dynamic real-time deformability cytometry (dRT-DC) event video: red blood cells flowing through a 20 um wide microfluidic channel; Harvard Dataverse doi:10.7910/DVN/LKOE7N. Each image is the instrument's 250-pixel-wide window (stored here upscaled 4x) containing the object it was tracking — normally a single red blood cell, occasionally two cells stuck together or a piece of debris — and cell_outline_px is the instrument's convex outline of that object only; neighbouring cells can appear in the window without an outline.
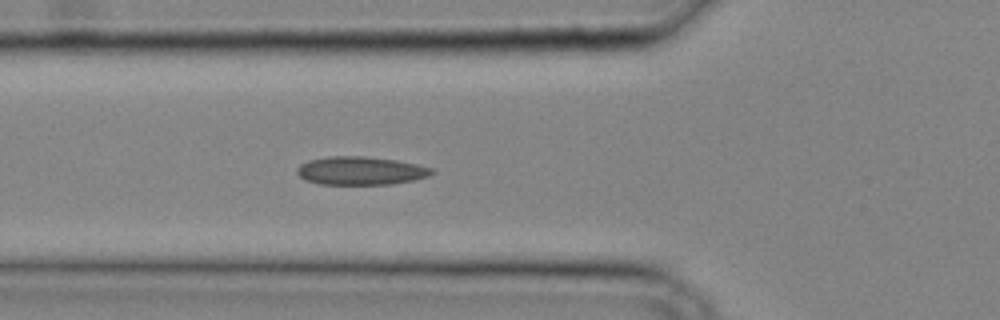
{"species": "common noctule bat (a hibernating species)", "species_latin": "Nyctalus noctula", "temperature_condition": "cold", "stored_images_in_passage": 35, "camera_frame_rate_fps": 3000, "um_per_image_px": 0.085, "animal": {"sex": "male", "body_mass_g": 20.4}, "frame": {"image": 1, "passage_image": 13, "time_ms": 4.0, "image_size_px": [1000, 320], "cell_outline_px": [[436, 172], [428, 176], [416, 180], [388, 184], [320, 184], [308, 180], [300, 176], [296, 172], [296, 168], [300, 164], [308, 160], [328, 156], [364, 156], [396, 160], [416, 164], [432, 168]], "centroid_in_image_um": [30.66, 14.5], "position_along_channel_um": 95.1, "area_um2": 22.2}}
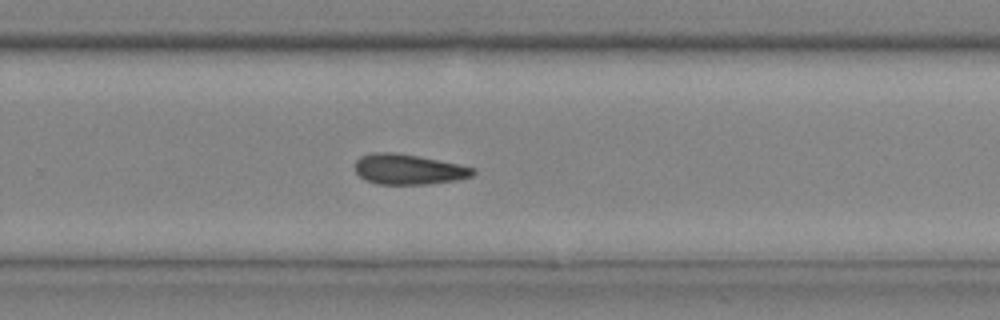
{"frame": {"image": 2, "passage_image": 24, "time_ms": 7.667, "image_size_px": [1000, 320], "cell_outline_px": [[476, 172], [472, 176], [456, 180], [428, 184], [376, 184], [364, 180], [356, 172], [356, 160], [360, 156], [372, 152], [396, 152], [476, 168]], "centroid_in_image_um": [34.69, 14.4], "position_along_channel_um": 295.1, "area_um2": 20.75}}
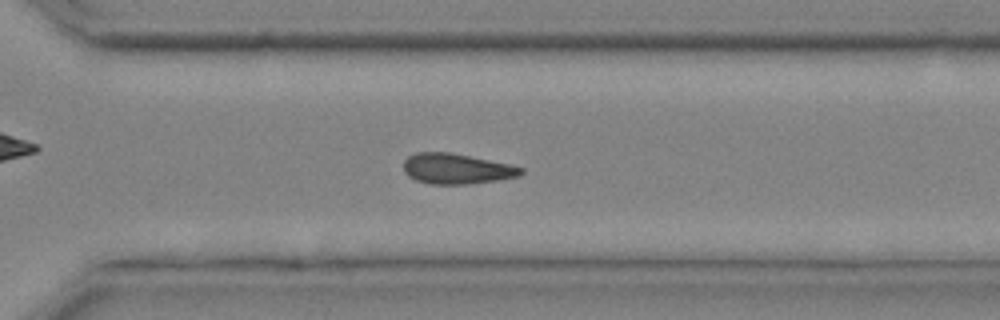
{"frame": {"image": 3, "passage_image": 26, "time_ms": 8.333, "image_size_px": [1000, 320], "cell_outline_px": [[524, 172], [516, 176], [496, 180], [468, 184], [432, 184], [416, 180], [408, 176], [404, 172], [404, 160], [408, 156], [416, 152], [452, 152], [512, 164], [524, 168]], "centroid_in_image_um": [38.8, 14.33], "position_along_channel_um": 331.8, "area_um2": 20.92}}